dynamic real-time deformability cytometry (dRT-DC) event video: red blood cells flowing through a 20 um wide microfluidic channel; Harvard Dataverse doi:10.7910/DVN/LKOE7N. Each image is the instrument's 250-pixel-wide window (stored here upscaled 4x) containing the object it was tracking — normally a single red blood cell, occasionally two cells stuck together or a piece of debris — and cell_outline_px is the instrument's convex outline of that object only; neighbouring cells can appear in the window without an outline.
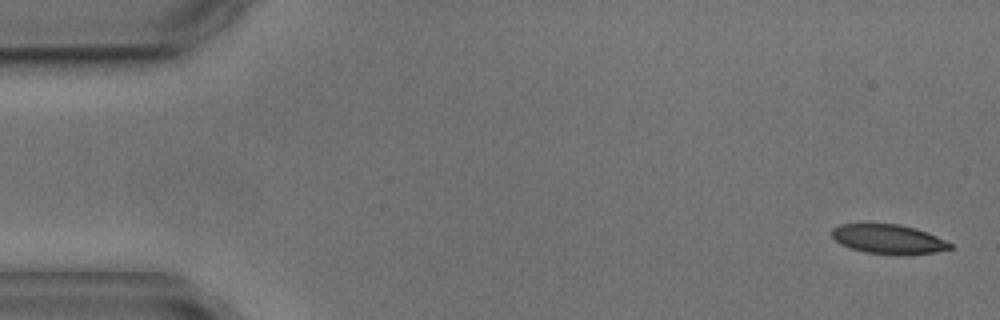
{"species": "common noctule bat (a hibernating species)", "species_latin": "Nyctalus noctula", "temperature_condition": "cold", "stored_images_in_passage": 5, "camera_frame_rate_fps": 3000, "um_per_image_px": 0.085, "animal": {"sex": "male", "body_mass_g": 17.9, "forearm_length_mm": 54.2}, "frame": {"image": 1, "passage_image": 1, "time_ms": 0.0, "image_size_px": [1000, 320], "cell_outline_px": [[952, 248], [936, 252], [868, 252], [852, 248], [840, 244], [832, 236], [832, 228], [840, 224], [900, 224], [916, 228], [928, 232], [952, 244]], "centroid_in_image_um": [75.49, 20.27], "position_along_channel_um": 9.5, "area_um2": 19.31}}
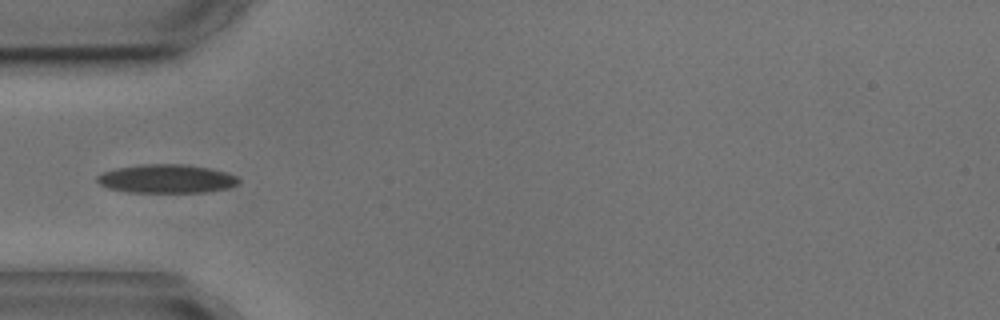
{"frame": {"image": 2, "passage_image": 5, "time_ms": 5.0, "image_size_px": [1000, 320], "cell_outline_px": [[240, 180], [236, 184], [228, 188], [208, 192], [128, 192], [108, 188], [100, 184], [96, 180], [96, 176], [104, 172], [116, 168], [144, 164], [184, 164], [208, 168], [224, 172], [236, 176]], "centroid_in_image_um": [14.13, 15.2], "position_along_channel_um": 70.9, "area_um2": 23.47}}